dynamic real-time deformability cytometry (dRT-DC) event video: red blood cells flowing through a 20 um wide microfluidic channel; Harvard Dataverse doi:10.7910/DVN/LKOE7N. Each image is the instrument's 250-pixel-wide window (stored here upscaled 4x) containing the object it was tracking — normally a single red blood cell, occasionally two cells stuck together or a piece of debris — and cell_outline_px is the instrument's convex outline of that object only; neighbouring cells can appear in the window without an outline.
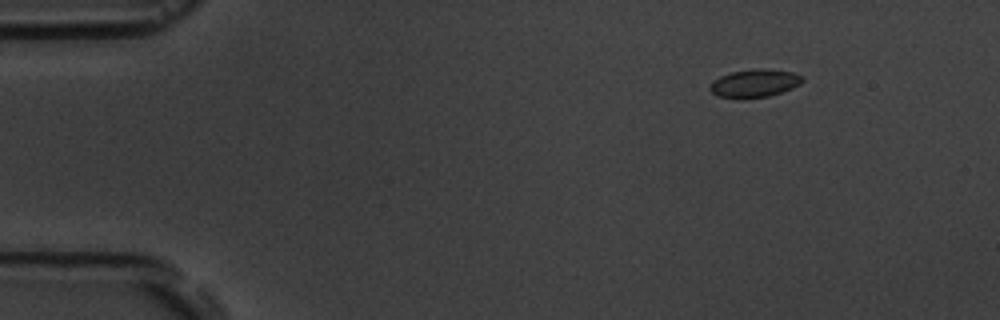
{"species": "common noctule bat (a hibernating species)", "species_latin": "Nyctalus noctula", "temperature_condition": "room temperature", "stored_images_in_passage": 6, "camera_frame_rate_fps": 3000, "um_per_image_px": 0.085, "animal": {"sex": "male", "body_mass_g": 19.5, "forearm_length_mm": 54.6}, "frame": {"image": 1, "passage_image": 2, "time_ms": 1.333, "image_size_px": [1000, 320], "cell_outline_px": [[804, 80], [800, 84], [792, 88], [768, 96], [720, 96], [712, 92], [708, 88], [712, 80], [720, 76], [732, 72], [756, 68], [768, 68], [792, 72], [804, 76]], "centroid_in_image_um": [64.18, 7.02], "position_along_channel_um": 20.8, "area_um2": 14.68}}
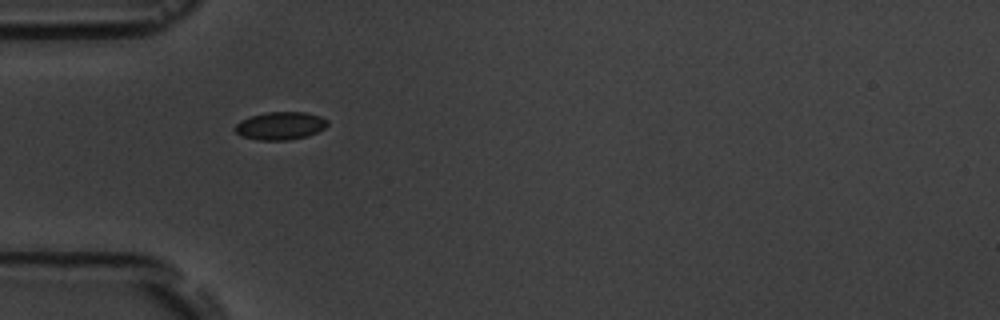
{"frame": {"image": 2, "passage_image": 5, "time_ms": 4.667, "image_size_px": [1000, 320], "cell_outline_px": [[328, 124], [324, 128], [308, 136], [288, 140], [256, 140], [240, 136], [232, 128], [240, 120], [252, 116], [268, 112], [308, 112], [320, 116], [328, 120]], "centroid_in_image_um": [23.81, 10.69], "position_along_channel_um": 61.2, "area_um2": 15.14}}
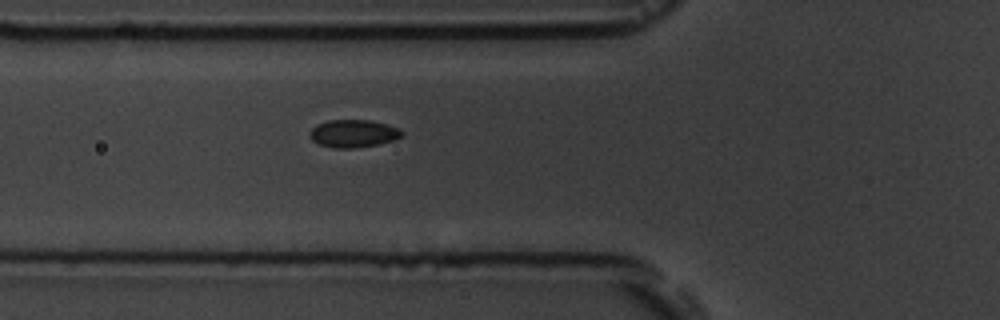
{"frame": {"image": 3, "passage_image": 6, "time_ms": 5.667, "image_size_px": [1000, 320], "cell_outline_px": [[404, 136], [396, 140], [380, 144], [356, 148], [336, 148], [320, 144], [312, 140], [308, 136], [308, 132], [316, 124], [328, 120], [368, 120], [388, 124], [400, 128], [404, 132]], "centroid_in_image_um": [30.07, 11.35], "position_along_channel_um": 95.7, "area_um2": 15.2}}